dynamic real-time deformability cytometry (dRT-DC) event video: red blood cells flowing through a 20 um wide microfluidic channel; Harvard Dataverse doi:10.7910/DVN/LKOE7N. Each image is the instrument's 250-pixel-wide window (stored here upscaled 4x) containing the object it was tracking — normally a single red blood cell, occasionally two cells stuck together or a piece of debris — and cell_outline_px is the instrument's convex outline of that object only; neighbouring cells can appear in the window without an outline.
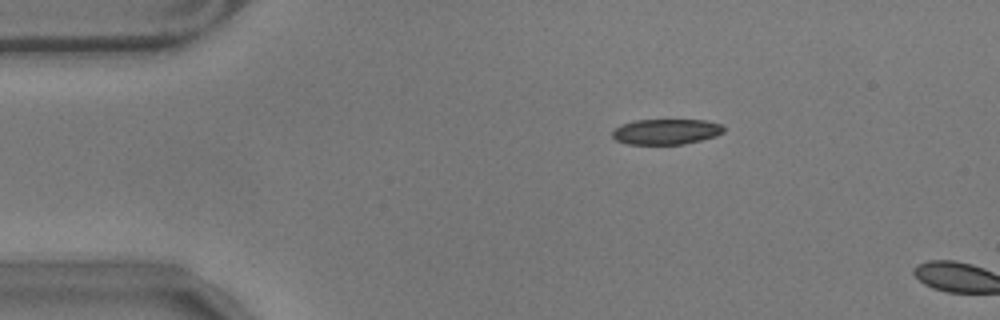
{"species": "common noctule bat (a hibernating species)", "species_latin": "Nyctalus noctula", "temperature_condition": "warm", "stored_images_in_passage": 3, "camera_frame_rate_fps": 3000, "um_per_image_px": 0.085, "animal": {"sex": "male", "body_mass_g": 17.9}, "frame": {"image": 1, "passage_image": 1, "time_ms": 0.0, "image_size_px": [1000, 320], "cell_outline_px": [[724, 132], [716, 136], [684, 144], [628, 144], [616, 140], [612, 136], [612, 132], [620, 124], [636, 120], [704, 120], [720, 124], [724, 128]], "centroid_in_image_um": [56.61, 11.19], "position_along_channel_um": 28.4, "area_um2": 16.47}}